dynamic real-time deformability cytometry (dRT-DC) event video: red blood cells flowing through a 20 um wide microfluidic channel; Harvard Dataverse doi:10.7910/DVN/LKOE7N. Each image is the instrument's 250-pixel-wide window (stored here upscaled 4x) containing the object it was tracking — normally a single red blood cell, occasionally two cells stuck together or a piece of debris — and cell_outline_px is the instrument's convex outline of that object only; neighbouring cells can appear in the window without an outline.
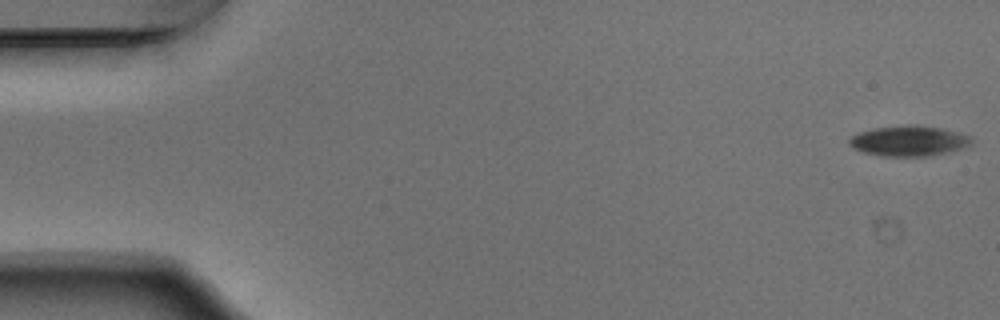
{"species": "Egyptian fruit bat (a non-hibernating species)", "species_latin": "Rousettus aegyptiacus", "temperature_condition": "warm", "stored_images_in_passage": 53, "camera_frame_rate_fps": 3000, "um_per_image_px": 0.085, "animal": {"sex": "male"}, "frame": {"image": 1, "passage_image": 1, "time_ms": 0.0, "image_size_px": [1000, 320], "cell_outline_px": [[972, 144], [960, 148], [944, 152], [924, 156], [884, 156], [864, 152], [848, 144], [848, 140], [852, 136], [860, 132], [872, 128], [940, 128], [968, 136], [972, 140]], "centroid_in_image_um": [77.2, 12.02], "position_along_channel_um": 7.8, "area_um2": 20.11}}
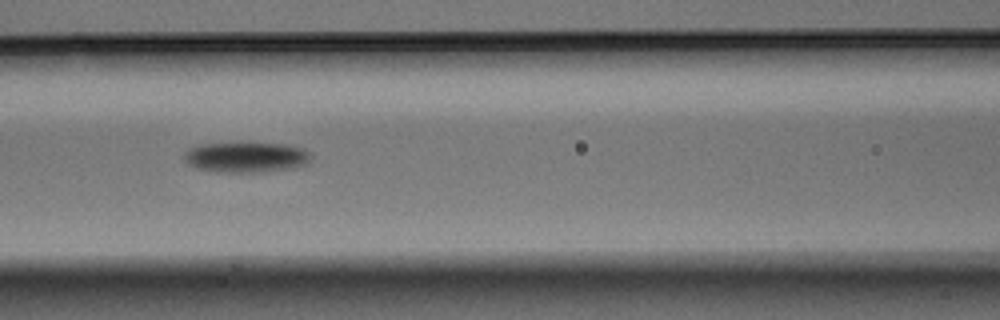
{"frame": {"image": 2, "passage_image": 23, "time_ms": 7.333, "image_size_px": [1000, 320], "cell_outline_px": [[312, 156], [304, 164], [288, 168], [260, 172], [212, 172], [196, 168], [188, 164], [184, 160], [184, 152], [188, 148], [200, 144], [240, 140], [248, 140], [288, 144], [300, 148], [308, 152]], "centroid_in_image_um": [20.82, 13.3], "position_along_channel_um": 145.8, "area_um2": 23.47}}
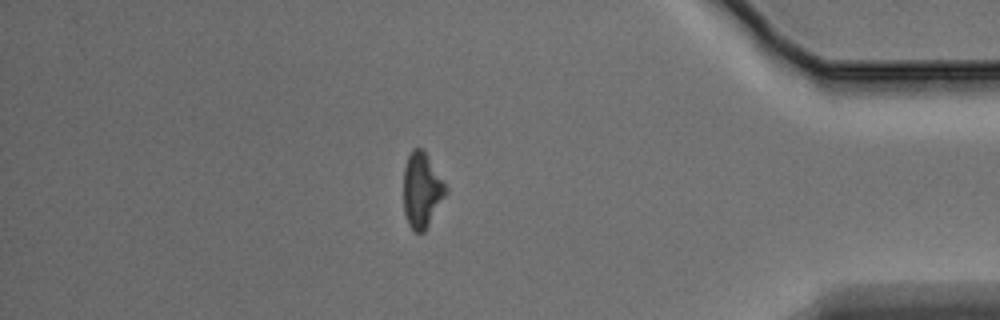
{"frame": {"image": 3, "passage_image": 46, "time_ms": 15.0, "image_size_px": [1000, 320], "cell_outline_px": [[448, 192], [424, 232], [416, 232], [408, 224], [404, 212], [404, 168], [408, 156], [412, 148], [420, 148], [424, 152], [444, 180], [448, 188]], "centroid_in_image_um": [35.86, 16.17], "position_along_channel_um": 399.3, "area_um2": 18.38}, "authors_computed_cell_mechanics": {"area_um2": 20.9814, "velocity_mm_per_s": 3.7719, "shape_relaxation_time_tau1_ms": 1.8133, "shape_relaxation_time_tau2_ms": null, "deformation_change_tau1": 0.0823, "deformation_change_tau2": null}}